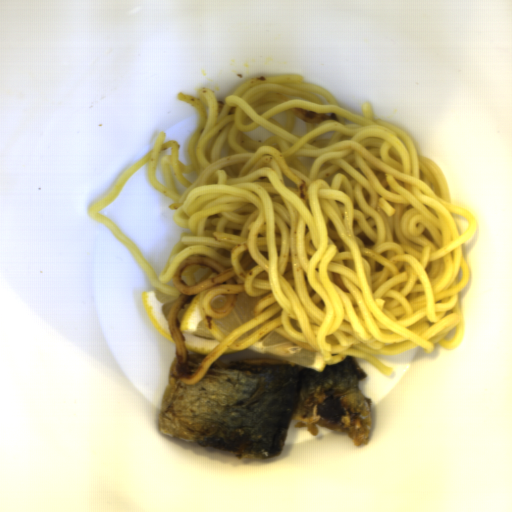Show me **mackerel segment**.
<instances>
[{
  "label": "mackerel segment",
  "mask_w": 512,
  "mask_h": 512,
  "mask_svg": "<svg viewBox=\"0 0 512 512\" xmlns=\"http://www.w3.org/2000/svg\"><path fill=\"white\" fill-rule=\"evenodd\" d=\"M248 348V347H247ZM226 348L193 384L170 368L161 395L158 430L201 447L244 458L283 454L292 421L318 436L316 425L345 432L354 446L371 433V398L359 382L368 377L357 357L345 356L322 372L268 353Z\"/></svg>",
  "instance_id": "mackerel-segment-1"
},
{
  "label": "mackerel segment",
  "mask_w": 512,
  "mask_h": 512,
  "mask_svg": "<svg viewBox=\"0 0 512 512\" xmlns=\"http://www.w3.org/2000/svg\"><path fill=\"white\" fill-rule=\"evenodd\" d=\"M205 357V355L201 354H188L186 362L184 364L185 370L190 374L191 372L198 368V366Z\"/></svg>",
  "instance_id": "mackerel-segment-2"
}]
</instances>
